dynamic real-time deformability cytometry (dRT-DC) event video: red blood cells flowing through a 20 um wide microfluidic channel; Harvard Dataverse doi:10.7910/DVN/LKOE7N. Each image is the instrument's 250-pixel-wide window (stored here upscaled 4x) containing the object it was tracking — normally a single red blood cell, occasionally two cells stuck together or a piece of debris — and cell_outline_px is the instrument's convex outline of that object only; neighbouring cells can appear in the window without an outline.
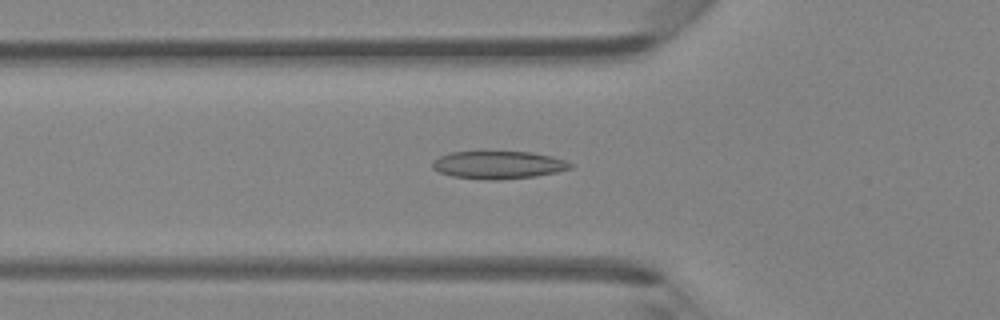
{"species": "Egyptian fruit bat (a non-hibernating species)", "species_latin": "Rousettus aegyptiacus", "temperature_condition": "room temperature", "stored_images_in_passage": 42, "camera_frame_rate_fps": 3000, "um_per_image_px": 0.085, "animal": {"sex": "female"}, "frame": {"image": 1, "passage_image": 11, "time_ms": 3.333, "image_size_px": [1000, 320], "cell_outline_px": [[576, 164], [572, 168], [556, 172], [536, 176], [496, 180], [484, 180], [452, 176], [440, 172], [432, 168], [432, 160], [440, 156], [452, 152], [532, 152], [552, 156]], "centroid_in_image_um": [42.38, 14.02], "position_along_channel_um": 83.4, "area_um2": 22.37}}
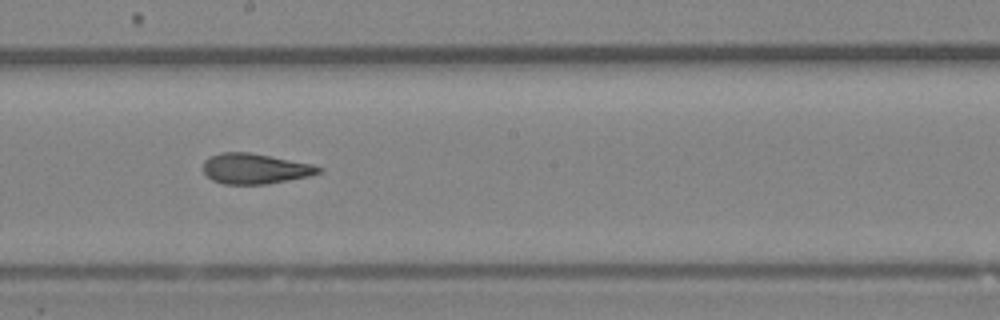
{"frame": {"image": 2, "passage_image": 21, "time_ms": 6.667, "image_size_px": [1000, 320], "cell_outline_px": [[324, 168], [320, 172], [308, 176], [268, 184], [224, 184], [212, 180], [204, 172], [204, 160], [220, 152], [248, 152], [312, 164]], "centroid_in_image_um": [21.67, 14.34], "position_along_channel_um": 226.5, "area_um2": 20.23}}
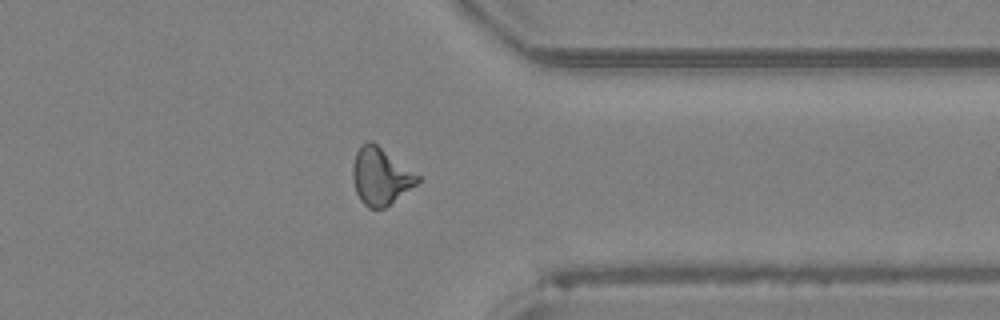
{"frame": {"image": 3, "passage_image": 32, "time_ms": 10.333, "image_size_px": [1000, 320], "cell_outline_px": [[420, 180], [416, 184], [384, 208], [368, 208], [360, 200], [356, 192], [352, 180], [352, 168], [356, 152], [368, 140], [372, 140], [420, 176]], "centroid_in_image_um": [32.32, 14.98], "position_along_channel_um": 379.1, "area_um2": 21.33}, "authors_computed_cell_mechanics": {"area_um2": 20.9236, "velocity_mm_per_s": 4.2974, "shape_relaxation_time_tau1_ms": 6.9988, "shape_relaxation_time_tau2_ms": 1.7726, "deformation_change_tau1": 0.2028, "deformation_change_tau2": 0.096}}